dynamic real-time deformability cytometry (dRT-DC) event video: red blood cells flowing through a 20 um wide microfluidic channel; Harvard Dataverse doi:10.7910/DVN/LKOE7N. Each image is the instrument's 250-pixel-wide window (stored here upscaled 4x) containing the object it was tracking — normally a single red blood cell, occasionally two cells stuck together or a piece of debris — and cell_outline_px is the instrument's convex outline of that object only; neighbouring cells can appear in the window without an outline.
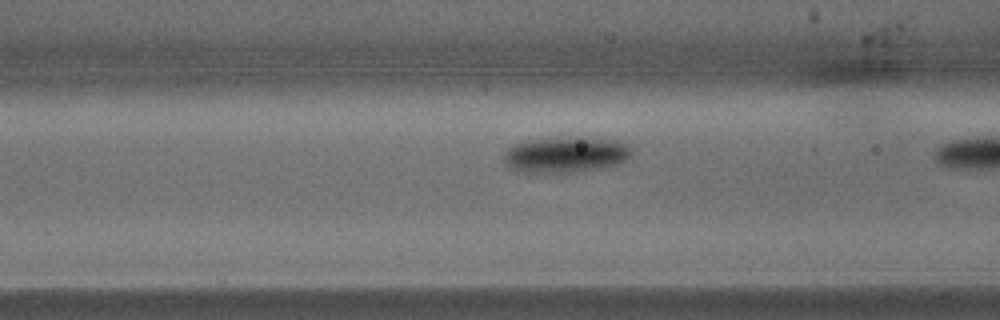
{"species": "common noctule bat (a hibernating species)", "species_latin": "Nyctalus noctula", "temperature_condition": "warm", "stored_images_in_passage": 4, "camera_frame_rate_fps": 3000, "um_per_image_px": 0.085, "animal": {"sex": "male", "body_mass_g": 15.6}, "frame": {"image": 1, "passage_image": 3, "time_ms": 0.667, "image_size_px": [1000, 320], "cell_outline_px": [[632, 152], [624, 160], [616, 164], [596, 168], [572, 172], [516, 172], [508, 168], [504, 164], [504, 152], [508, 148], [524, 140], [560, 136], [620, 140]], "centroid_in_image_um": [47.97, 13.13], "position_along_channel_um": 118.6, "area_um2": 26.7}}
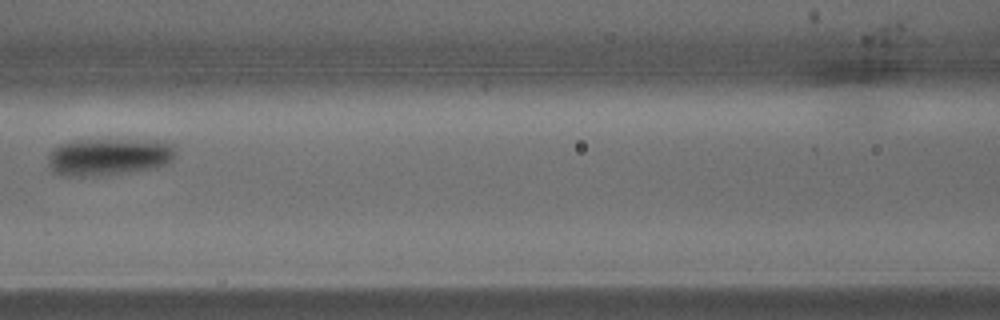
{"frame": {"image": 2, "passage_image": 4, "time_ms": 1.0, "image_size_px": [1000, 320], "cell_outline_px": [[176, 152], [172, 160], [168, 164], [156, 168], [104, 176], [64, 176], [52, 172], [48, 164], [48, 152], [52, 148], [60, 144], [72, 140], [164, 140], [172, 144]], "centroid_in_image_um": [9.24, 13.33], "position_along_channel_um": 157.4, "area_um2": 28.38}}